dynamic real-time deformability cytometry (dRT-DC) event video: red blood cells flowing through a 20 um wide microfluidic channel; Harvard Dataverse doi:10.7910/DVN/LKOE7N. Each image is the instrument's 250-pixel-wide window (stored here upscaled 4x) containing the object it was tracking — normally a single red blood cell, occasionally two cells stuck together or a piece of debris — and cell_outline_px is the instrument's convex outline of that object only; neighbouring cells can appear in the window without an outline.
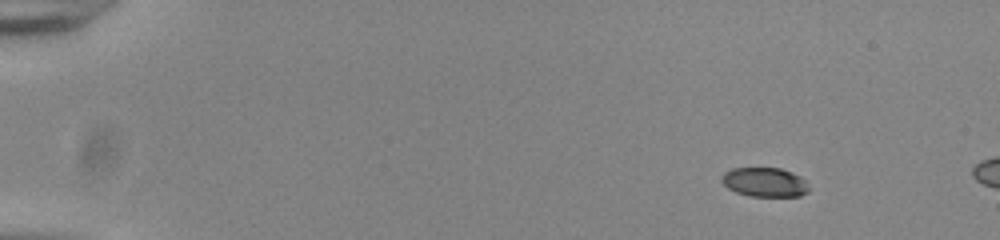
{"species": "common noctule bat (a hibernating species)", "species_latin": "Nyctalus noctula", "temperature_condition": "room temperature", "stored_images_in_passage": 14, "camera_frame_rate_fps": 3000, "um_per_image_px": 0.085, "animal": {"sex": "male", "body_mass_g": 20.0, "forearm_length_mm": 53.3}, "frame": {"image": 1, "passage_image": 7, "time_ms": 2.0, "image_size_px": [1000, 240], "cell_outline_px": [[808, 192], [800, 196], [748, 196], [736, 192], [728, 188], [720, 180], [724, 172], [732, 168], [780, 168], [792, 172], [800, 176], [804, 180], [808, 188]], "centroid_in_image_um": [64.98, 15.48], "position_along_channel_um": 20.0, "area_um2": 14.85}}